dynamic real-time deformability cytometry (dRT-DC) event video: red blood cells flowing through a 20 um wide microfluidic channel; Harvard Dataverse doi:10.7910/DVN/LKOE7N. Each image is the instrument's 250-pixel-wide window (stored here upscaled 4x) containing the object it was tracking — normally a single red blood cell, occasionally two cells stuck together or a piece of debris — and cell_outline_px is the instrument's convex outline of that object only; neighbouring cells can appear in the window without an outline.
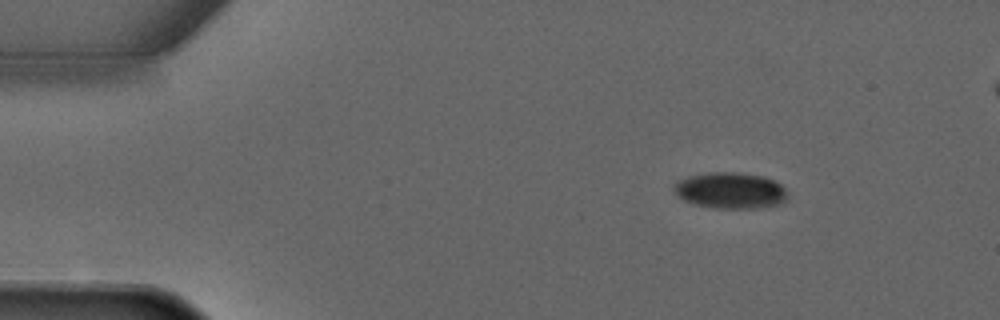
{"species": "common noctule bat (a hibernating species)", "species_latin": "Nyctalus noctula", "temperature_condition": "warm", "stored_images_in_passage": 5, "camera_frame_rate_fps": 3000, "um_per_image_px": 0.085, "animal": {"sex": "male", "forearm_length_mm": 52.5}, "frame": {"image": 1, "passage_image": 2, "time_ms": 1.333, "image_size_px": [1000, 320], "cell_outline_px": [[788, 200], [780, 204], [760, 208], [712, 208], [696, 204], [684, 200], [672, 188], [676, 180], [688, 176], [708, 172], [740, 172], [764, 176], [776, 180], [784, 188], [788, 196]], "centroid_in_image_um": [62.11, 16.18], "position_along_channel_um": 22.9, "area_um2": 24.28}}